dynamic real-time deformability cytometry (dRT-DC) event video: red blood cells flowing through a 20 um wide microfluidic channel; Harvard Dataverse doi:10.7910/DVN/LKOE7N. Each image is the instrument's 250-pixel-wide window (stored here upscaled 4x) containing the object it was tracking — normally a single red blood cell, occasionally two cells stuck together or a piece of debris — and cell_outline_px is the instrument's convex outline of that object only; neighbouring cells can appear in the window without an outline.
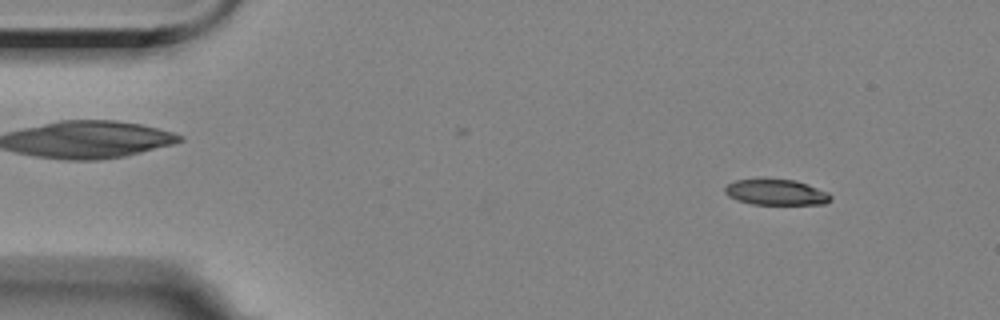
{"species": "Egyptian fruit bat (a non-hibernating species)", "species_latin": "Rousettus aegyptiacus", "temperature_condition": "room temperature", "stored_images_in_passage": 56, "camera_frame_rate_fps": 3000, "um_per_image_px": 0.085, "animal": {"sex": "female"}, "frame": {"image": 1, "passage_image": 6, "time_ms": 1.667, "image_size_px": [1000, 320], "cell_outline_px": [[832, 200], [824, 204], [752, 204], [736, 200], [728, 196], [724, 192], [724, 188], [728, 184], [736, 180], [764, 176], [796, 180], [808, 184], [828, 192], [832, 196]], "centroid_in_image_um": [65.94, 16.3], "position_along_channel_um": 19.1, "area_um2": 16.59}}
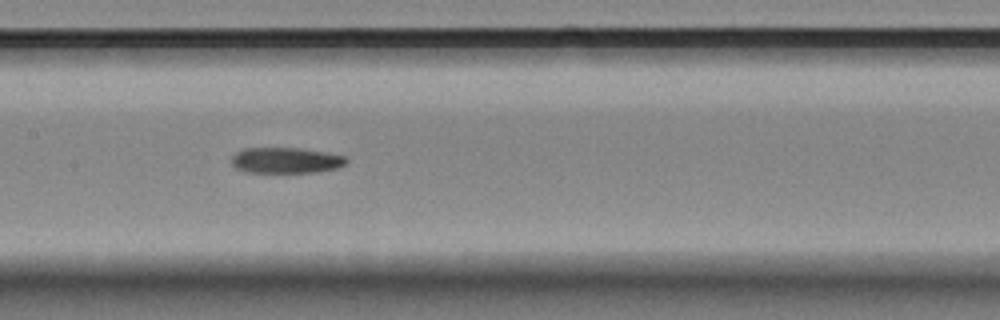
{"frame": {"image": 2, "passage_image": 27, "time_ms": 8.667, "image_size_px": [1000, 320], "cell_outline_px": [[348, 160], [340, 168], [316, 172], [244, 172], [236, 168], [232, 164], [232, 156], [236, 152], [244, 148], [300, 148], [328, 152], [344, 156]], "centroid_in_image_um": [24.31, 13.63], "position_along_channel_um": 183.1, "area_um2": 17.34}}
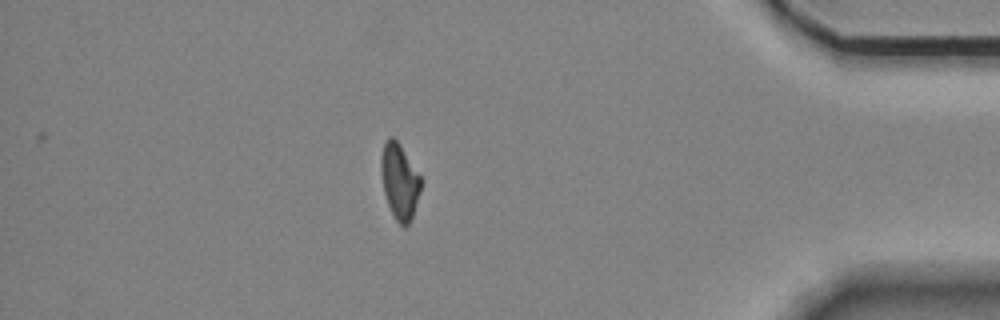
{"frame": {"image": 3, "passage_image": 49, "time_ms": 16.0, "image_size_px": [1000, 320], "cell_outline_px": [[420, 192], [412, 216], [408, 224], [404, 228], [396, 220], [388, 204], [384, 192], [380, 168], [380, 160], [384, 144], [388, 136], [392, 136], [400, 144], [420, 176]], "centroid_in_image_um": [33.94, 15.4], "position_along_channel_um": 401.3, "area_um2": 17.22}, "authors_computed_cell_mechanics": {"area_um2": 17.6579, "velocity_mm_per_s": 3.5209, "shape_relaxation_time_tau1_ms": null, "shape_relaxation_time_tau2_ms": 3.4495, "deformation_change_tau1": null, "deformation_change_tau2": 0.1067}}